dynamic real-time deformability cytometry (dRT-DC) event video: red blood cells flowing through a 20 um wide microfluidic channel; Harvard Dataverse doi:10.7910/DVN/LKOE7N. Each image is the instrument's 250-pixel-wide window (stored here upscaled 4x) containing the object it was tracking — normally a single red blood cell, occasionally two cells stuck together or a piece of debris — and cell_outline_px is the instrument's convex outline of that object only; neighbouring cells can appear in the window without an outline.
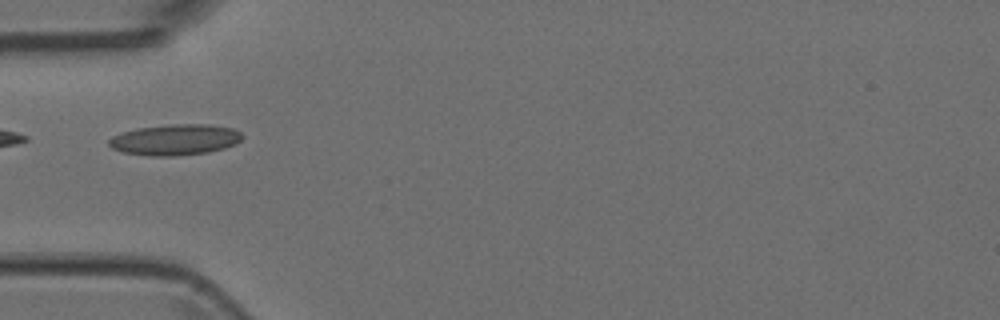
{"species": "Egyptian fruit bat (a non-hibernating species)", "species_latin": "Rousettus aegyptiacus", "temperature_condition": "room temperature", "stored_images_in_passage": 7, "camera_frame_rate_fps": 3000, "um_per_image_px": 0.085, "animal": {"sex": "female"}, "frame": {"image": 1, "passage_image": 5, "time_ms": 1.333, "image_size_px": [1000, 320], "cell_outline_px": [[244, 136], [236, 144], [224, 148], [208, 152], [176, 156], [152, 156], [124, 152], [112, 148], [108, 144], [108, 140], [112, 136], [136, 128], [172, 124], [208, 124], [232, 128], [240, 132]], "centroid_in_image_um": [14.89, 11.87], "position_along_channel_um": 70.1, "area_um2": 23.99}}
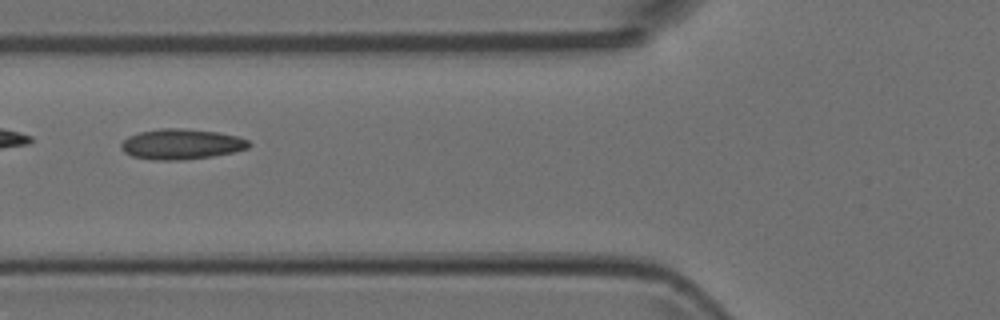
{"frame": {"image": 2, "passage_image": 6, "time_ms": 1.667, "image_size_px": [1000, 320], "cell_outline_px": [[252, 144], [248, 148], [232, 152], [212, 156], [180, 160], [156, 160], [132, 156], [124, 152], [120, 148], [120, 144], [128, 136], [140, 132], [160, 128], [180, 128], [216, 132], [240, 136], [248, 140]], "centroid_in_image_um": [15.41, 12.25], "position_along_channel_um": 110.4, "area_um2": 22.6}}
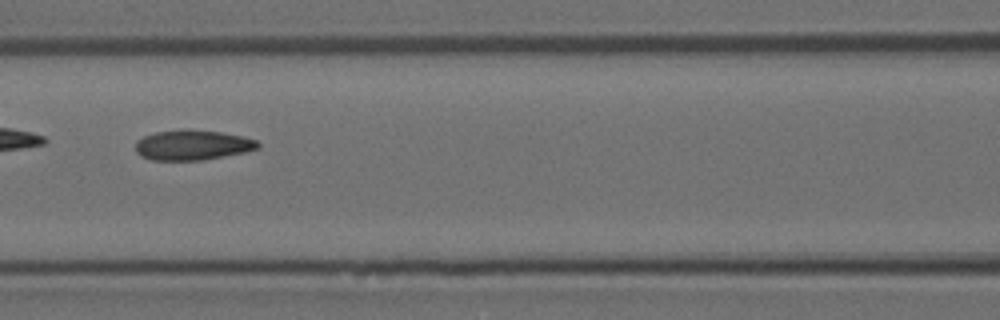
{"frame": {"image": 3, "passage_image": 7, "time_ms": 2.0, "image_size_px": [1000, 320], "cell_outline_px": [[260, 148], [244, 152], [204, 160], [152, 160], [140, 156], [136, 152], [136, 140], [144, 136], [156, 132], [180, 128], [184, 128], [220, 132], [244, 136], [256, 140], [260, 144]], "centroid_in_image_um": [16.35, 12.32], "position_along_channel_um": 150.2, "area_um2": 21.73}}